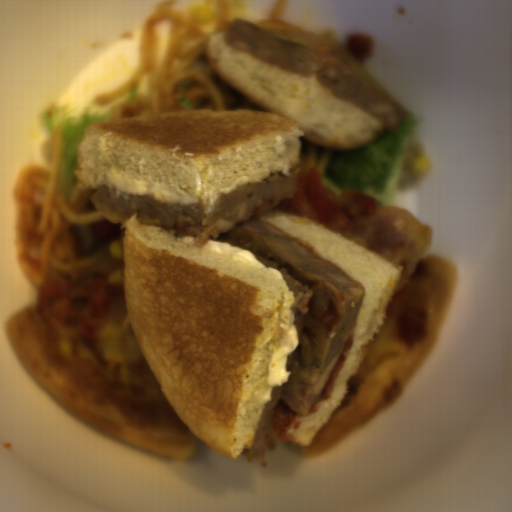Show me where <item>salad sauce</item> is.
<instances>
[{"mask_svg": "<svg viewBox=\"0 0 512 512\" xmlns=\"http://www.w3.org/2000/svg\"><path fill=\"white\" fill-rule=\"evenodd\" d=\"M196 189L201 192L202 187V175L197 172L195 177Z\"/></svg>", "mask_w": 512, "mask_h": 512, "instance_id": "4c052820", "label": "salad sauce"}, {"mask_svg": "<svg viewBox=\"0 0 512 512\" xmlns=\"http://www.w3.org/2000/svg\"><path fill=\"white\" fill-rule=\"evenodd\" d=\"M248 178H249V177H247V176H245V175H244V176H242V177H240V178L236 179L233 185H230V186H227V187H225V188L219 189V190L216 192V194H215V197H214V200H213L212 206H211V207H209V208H206V214H207V213H209V212H211V210H212V208H213V206H214L215 202L217 201L218 193H226V194H227V193H229L230 191H232L233 189H235L239 183L246 182Z\"/></svg>", "mask_w": 512, "mask_h": 512, "instance_id": "b256ff33", "label": "salad sauce"}, {"mask_svg": "<svg viewBox=\"0 0 512 512\" xmlns=\"http://www.w3.org/2000/svg\"><path fill=\"white\" fill-rule=\"evenodd\" d=\"M106 180L107 187L115 189V197L118 198L121 195L125 199H130L129 195H138L150 196L163 204H197L195 196L180 193L134 172L108 170Z\"/></svg>", "mask_w": 512, "mask_h": 512, "instance_id": "11859cd6", "label": "salad sauce"}, {"mask_svg": "<svg viewBox=\"0 0 512 512\" xmlns=\"http://www.w3.org/2000/svg\"><path fill=\"white\" fill-rule=\"evenodd\" d=\"M195 236L182 237V243L189 244L206 251L217 253L228 257L230 259L248 264L255 268L262 270L263 272L277 278L282 279L281 272L273 267L264 266L254 255L253 252L238 247L228 241H218L213 239L211 236L205 246H196L194 243Z\"/></svg>", "mask_w": 512, "mask_h": 512, "instance_id": "12548f05", "label": "salad sauce"}, {"mask_svg": "<svg viewBox=\"0 0 512 512\" xmlns=\"http://www.w3.org/2000/svg\"><path fill=\"white\" fill-rule=\"evenodd\" d=\"M300 344V335L297 325H292L284 334L282 340L272 353L268 364V376L266 383L268 385L264 403L271 401V391L274 386H283L291 376L287 370L288 356L297 349Z\"/></svg>", "mask_w": 512, "mask_h": 512, "instance_id": "1d5fafd9", "label": "salad sauce"}]
</instances>
